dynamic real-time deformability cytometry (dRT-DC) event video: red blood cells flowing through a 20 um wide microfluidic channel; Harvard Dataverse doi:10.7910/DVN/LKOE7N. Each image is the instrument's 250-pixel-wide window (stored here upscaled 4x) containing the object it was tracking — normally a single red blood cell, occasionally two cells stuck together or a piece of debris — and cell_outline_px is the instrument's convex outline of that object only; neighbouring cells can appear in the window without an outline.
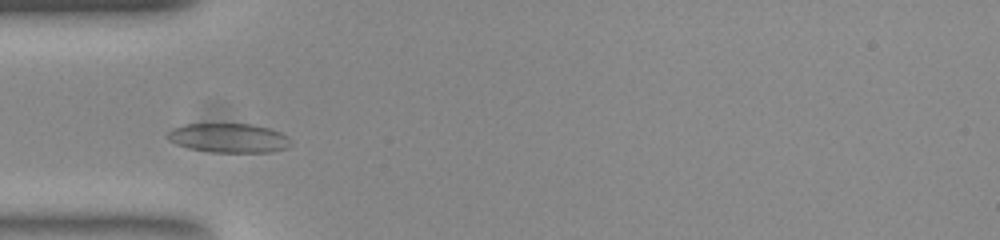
{"species": "common noctule bat (a hibernating species)", "species_latin": "Nyctalus noctula", "temperature_condition": "room temperature", "stored_images_in_passage": 40, "camera_frame_rate_fps": 3000, "um_per_image_px": 0.085, "animal": {"sex": "female", "body_mass_g": 23.0, "forearm_length_mm": 53.4}, "frame": {"image": 1, "passage_image": 5, "time_ms": 1.333, "image_size_px": [1000, 240], "cell_outline_px": [[292, 144], [284, 148], [268, 152], [212, 152], [188, 148], [176, 144], [168, 140], [168, 132], [172, 128], [184, 124], [248, 124], [268, 128], [280, 132]], "centroid_in_image_um": [19.38, 11.73], "position_along_channel_um": 65.6, "area_um2": 20.69}}
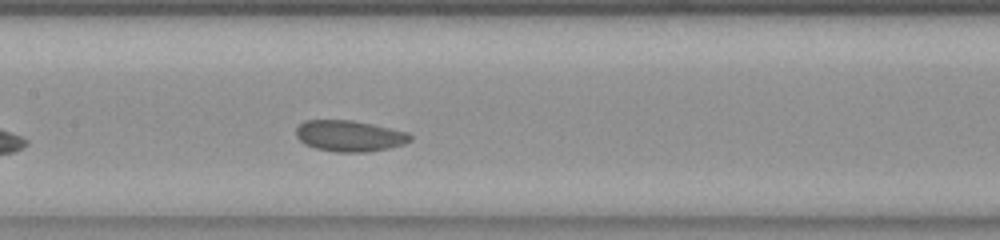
{"frame": {"image": 2, "passage_image": 14, "time_ms": 4.333, "image_size_px": [1000, 240], "cell_outline_px": [[412, 140], [404, 144], [388, 148], [368, 152], [336, 152], [316, 148], [304, 144], [296, 136], [296, 128], [300, 124], [308, 120], [352, 120], [372, 124], [408, 132], [412, 136]], "centroid_in_image_um": [29.72, 11.56], "position_along_channel_um": 177.7, "area_um2": 20.69}}
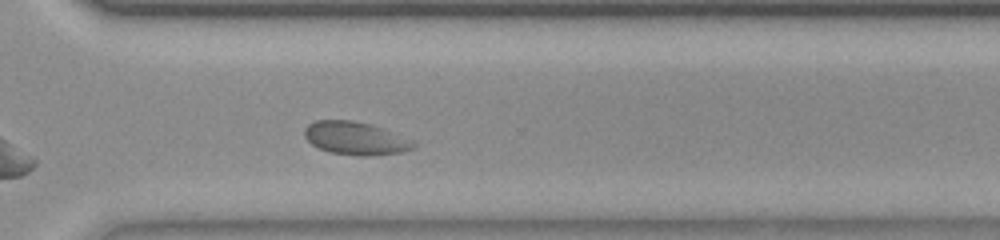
{"frame": {"image": 3, "passage_image": 27, "time_ms": 8.667, "image_size_px": [1000, 240], "cell_outline_px": [[416, 144], [412, 148], [400, 152], [372, 156], [356, 156], [328, 152], [312, 144], [304, 136], [304, 128], [308, 124], [316, 120], [352, 120], [368, 124], [380, 128]], "centroid_in_image_um": [30.1, 11.76], "position_along_channel_um": 340.5, "area_um2": 20.46}, "authors_computed_cell_mechanics": {"area_um2": 20.23, "velocity_mm_per_s": 3.7545, "shape_relaxation_time_tau1_ms": 10.3597, "shape_relaxation_time_tau2_ms": null, "deformation_change_tau1": 0.1248, "deformation_change_tau2": null}}